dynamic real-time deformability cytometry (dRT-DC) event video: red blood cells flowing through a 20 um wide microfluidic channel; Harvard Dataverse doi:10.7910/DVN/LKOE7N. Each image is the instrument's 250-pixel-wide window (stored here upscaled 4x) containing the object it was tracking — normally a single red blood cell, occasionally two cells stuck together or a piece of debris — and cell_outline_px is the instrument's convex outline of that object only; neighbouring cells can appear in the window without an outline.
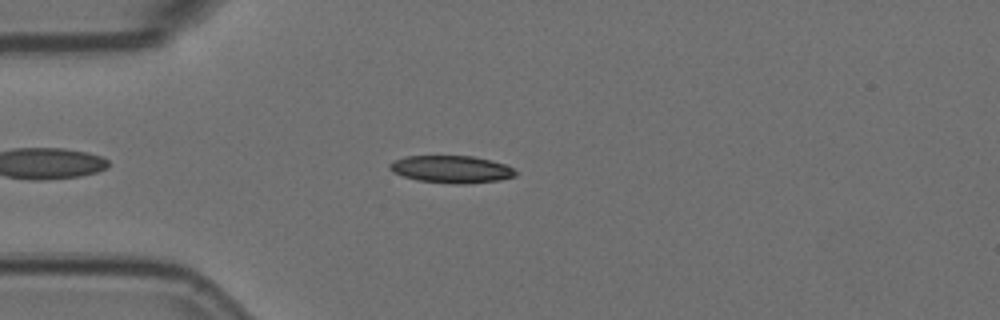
{"species": "Egyptian fruit bat (a non-hibernating species)", "species_latin": "Rousettus aegyptiacus", "temperature_condition": "room temperature", "stored_images_in_passage": 48, "camera_frame_rate_fps": 3000, "um_per_image_px": 0.085, "animal": {"sex": "female"}, "frame": {"image": 1, "passage_image": 7, "time_ms": 2.0, "image_size_px": [1000, 320], "cell_outline_px": [[516, 176], [500, 180], [464, 184], [456, 184], [416, 180], [392, 172], [388, 168], [388, 164], [404, 156], [472, 156], [504, 164], [512, 168], [516, 172]], "centroid_in_image_um": [38.34, 14.39], "position_along_channel_um": 46.7, "area_um2": 19.94}}
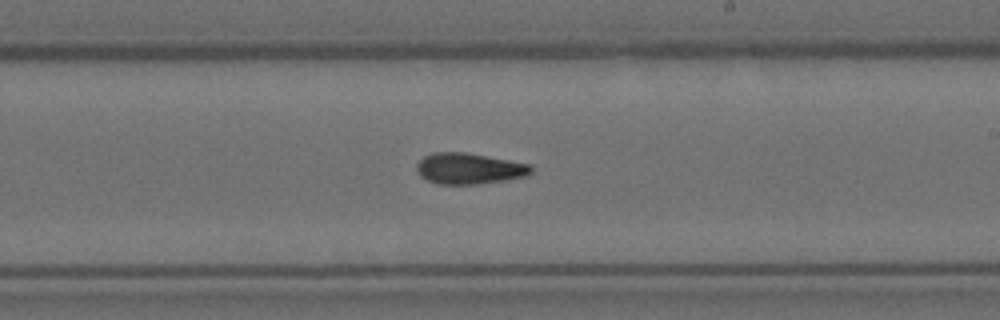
{"frame": {"image": 2, "passage_image": 25, "time_ms": 8.0, "image_size_px": [1000, 320], "cell_outline_px": [[532, 172], [528, 176], [504, 180], [476, 184], [436, 184], [420, 176], [416, 168], [416, 164], [424, 156], [432, 152], [464, 152], [508, 160], [528, 164], [532, 168]], "centroid_in_image_um": [39.84, 14.33], "position_along_channel_um": 249.2, "area_um2": 20.58}}
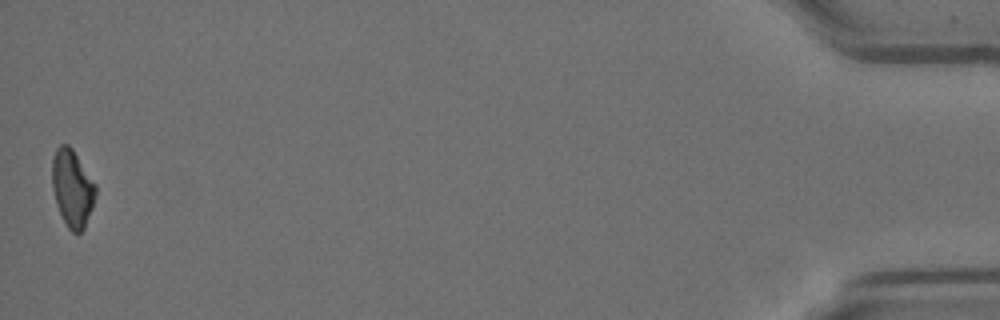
{"frame": {"image": 3, "passage_image": 48, "time_ms": 15.667, "image_size_px": [1000, 320], "cell_outline_px": [[96, 196], [92, 208], [84, 228], [80, 232], [72, 232], [68, 228], [56, 204], [52, 188], [52, 156], [56, 148], [60, 144], [68, 144], [72, 148], [96, 184]], "centroid_in_image_um": [6.14, 15.97], "position_along_channel_um": 429.1, "area_um2": 19.59}, "authors_computed_cell_mechanics": {"area_um2": 20.1433, "velocity_mm_per_s": 3.6092, "shape_relaxation_time_tau1_ms": null, "shape_relaxation_time_tau2_ms": 6.527, "deformation_change_tau1": null, "deformation_change_tau2": 0.1447}}